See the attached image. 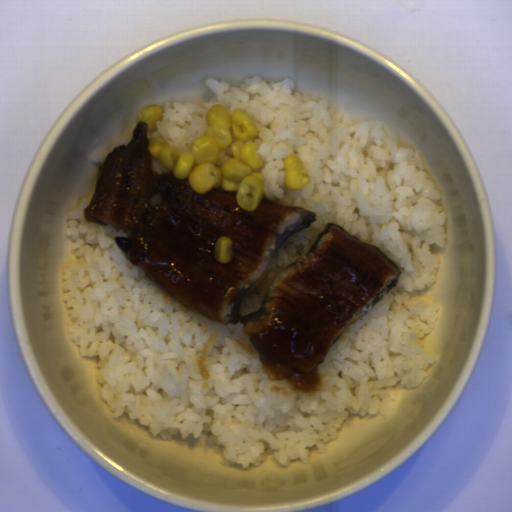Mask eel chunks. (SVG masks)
<instances>
[{
    "instance_id": "obj_1",
    "label": "eel chunks",
    "mask_w": 512,
    "mask_h": 512,
    "mask_svg": "<svg viewBox=\"0 0 512 512\" xmlns=\"http://www.w3.org/2000/svg\"><path fill=\"white\" fill-rule=\"evenodd\" d=\"M82 213L89 223L130 231L115 237L125 259L198 314L222 326L242 323L266 379H285L302 393L321 386L318 364L403 273L378 246L328 222L272 281L260 310L240 315L277 249L313 225L316 212L264 197L247 212L229 193L200 195L172 171L158 174L148 123L139 120L129 143L105 157ZM220 236L234 240L235 259L226 265L213 255Z\"/></svg>"
}]
</instances>
